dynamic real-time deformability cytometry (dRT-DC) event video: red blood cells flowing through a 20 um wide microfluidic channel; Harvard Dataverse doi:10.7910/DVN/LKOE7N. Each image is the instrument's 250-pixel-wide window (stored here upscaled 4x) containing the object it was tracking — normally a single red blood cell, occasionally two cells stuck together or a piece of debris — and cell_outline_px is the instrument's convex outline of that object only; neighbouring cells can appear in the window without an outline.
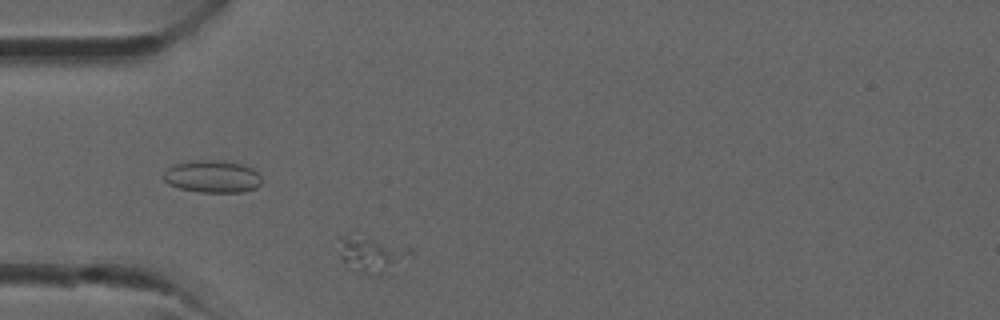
{"species": "common noctule bat (a hibernating species)", "species_latin": "Nyctalus noctula", "temperature_condition": "room temperature", "stored_images_in_passage": 37, "camera_frame_rate_fps": 3000, "um_per_image_px": 0.085, "animal": {"sex": "male", "forearm_length_mm": 52.5}, "frame": {"image": 1, "passage_image": 9, "time_ms": 2.667, "image_size_px": [1000, 320], "cell_outline_px": [[416, 256], [412, 260], [392, 276], [388, 276], [340, 260], [336, 236], [348, 236], [372, 240], [412, 248], [416, 252]], "centroid_in_image_um": [31.83, 21.65], "position_along_channel_um": 53.2, "area_um2": 14.8}}
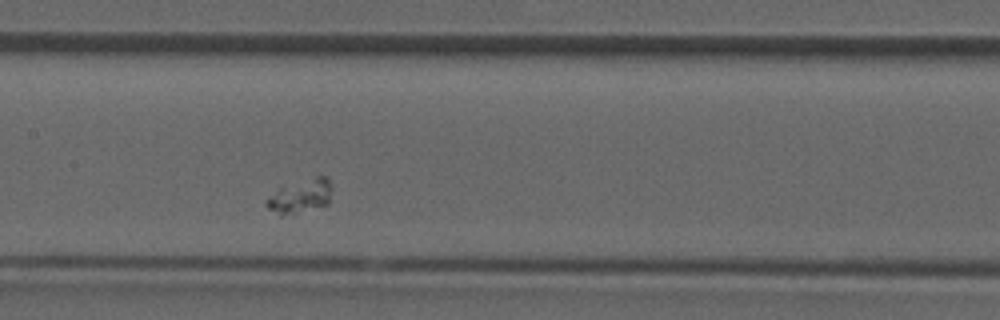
{"frame": {"image": 2, "passage_image": 17, "time_ms": 5.333, "image_size_px": [1000, 320], "cell_outline_px": [[328, 204], [280, 216], [268, 208], [264, 204], [264, 200], [280, 188], [316, 176], [328, 176]], "centroid_in_image_um": [25.45, 16.68], "position_along_channel_um": 181.9, "area_um2": 12.14}}
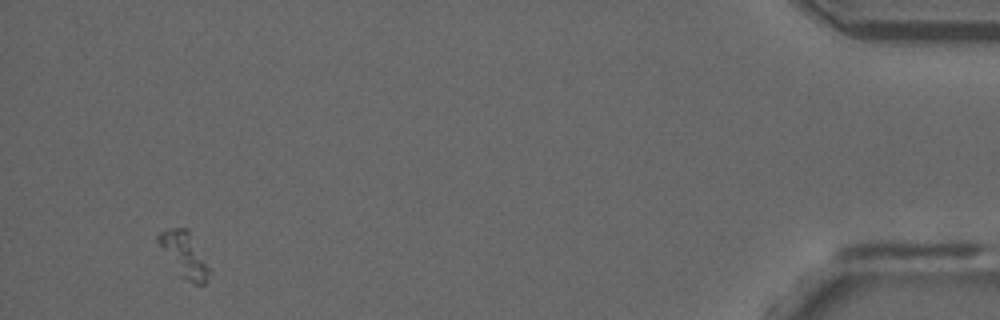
{"frame": {"image": 3, "passage_image": 35, "time_ms": 11.333, "image_size_px": [1000, 320], "cell_outline_px": [[212, 272], [204, 284], [196, 284], [180, 276], [156, 240], [156, 236], [160, 232], [172, 228], [188, 228]], "centroid_in_image_um": [15.68, 21.64], "position_along_channel_um": 419.5, "area_um2": 13.18}}